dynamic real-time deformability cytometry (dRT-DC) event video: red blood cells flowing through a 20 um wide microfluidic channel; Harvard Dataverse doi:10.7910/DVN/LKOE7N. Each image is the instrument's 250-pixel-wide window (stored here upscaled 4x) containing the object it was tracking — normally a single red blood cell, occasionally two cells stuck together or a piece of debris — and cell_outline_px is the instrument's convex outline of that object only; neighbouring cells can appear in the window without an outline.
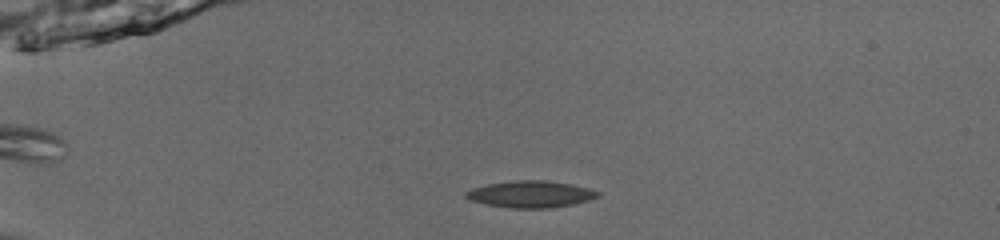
{"species": "common noctule bat (a hibernating species)", "species_latin": "Nyctalus noctula", "temperature_condition": "room temperature", "stored_images_in_passage": 52, "camera_frame_rate_fps": 3000, "um_per_image_px": 0.085, "animal": {"sex": "male", "body_mass_g": 13.0, "forearm_length_mm": 53.1}, "frame": {"image": 1, "passage_image": 13, "time_ms": 4.0, "image_size_px": [1000, 240], "cell_outline_px": [[600, 196], [588, 200], [572, 204], [548, 208], [508, 208], [484, 204], [472, 200], [464, 196], [464, 192], [472, 188], [488, 184], [516, 180], [544, 180], [572, 184], [588, 188], [600, 192]], "centroid_in_image_um": [45.09, 16.5], "position_along_channel_um": 39.9, "area_um2": 20.52}}
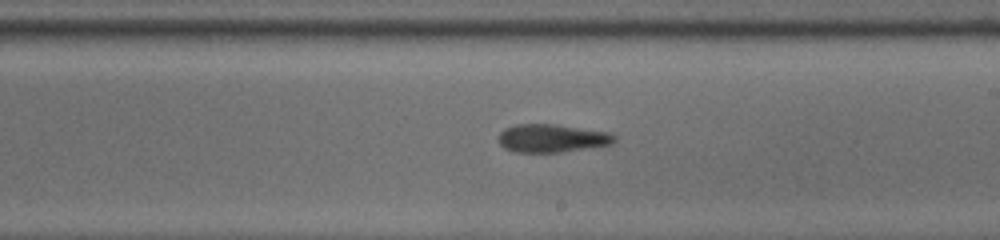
{"frame": {"image": 2, "passage_image": 32, "time_ms": 10.333, "image_size_px": [1000, 240], "cell_outline_px": [[616, 140], [612, 144], [564, 152], [516, 152], [504, 148], [500, 144], [500, 132], [504, 128], [516, 124], [556, 124], [608, 132], [616, 136]], "centroid_in_image_um": [46.93, 11.75], "position_along_channel_um": 242.1, "area_um2": 19.02}}
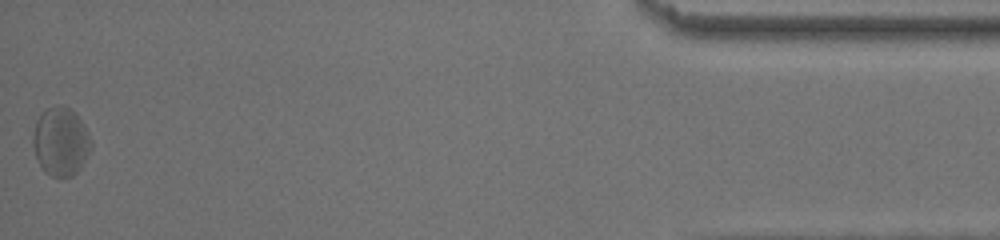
{"frame": {"image": 3, "passage_image": 52, "time_ms": 17.0, "image_size_px": [1000, 240], "cell_outline_px": [[92, 148], [80, 168], [72, 176], [52, 176], [44, 172], [36, 156], [32, 144], [32, 136], [36, 120], [48, 108], [56, 104], [64, 104], [76, 112], [84, 124], [92, 140]], "centroid_in_image_um": [5.18, 12.0], "position_along_channel_um": 430.0, "area_um2": 23.41}, "authors_computed_cell_mechanics": {"area_um2": 19.9699, "velocity_mm_per_s": 3.9091, "shape_relaxation_time_tau1_ms": 7.199, "shape_relaxation_time_tau2_ms": 1.9372, "deformation_change_tau1": 0.115, "deformation_change_tau2": 0.0945}}